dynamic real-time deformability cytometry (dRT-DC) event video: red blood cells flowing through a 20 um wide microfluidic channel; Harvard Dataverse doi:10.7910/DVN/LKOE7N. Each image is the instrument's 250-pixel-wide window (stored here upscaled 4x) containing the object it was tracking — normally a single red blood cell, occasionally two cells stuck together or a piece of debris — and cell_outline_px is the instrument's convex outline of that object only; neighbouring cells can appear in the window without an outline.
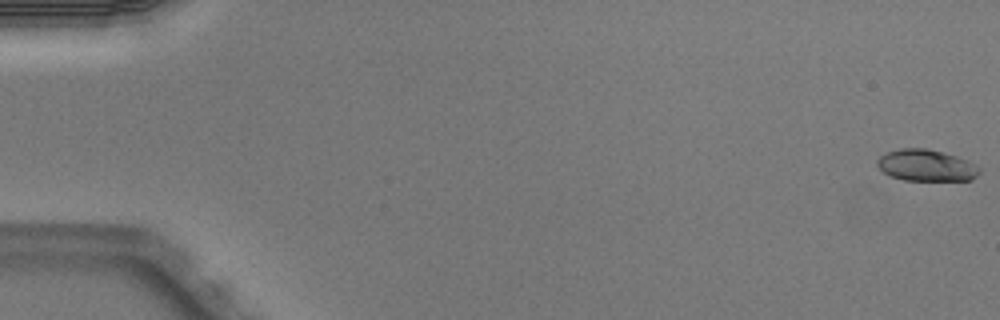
{"species": "Egyptian fruit bat (a non-hibernating species)", "species_latin": "Rousettus aegyptiacus", "temperature_condition": "warm", "stored_images_in_passage": 5, "camera_frame_rate_fps": 3000, "um_per_image_px": 0.085, "animal": {"sex": "male"}, "frame": {"image": 1, "passage_image": 1, "time_ms": 0.0, "image_size_px": [1000, 320], "cell_outline_px": [[980, 172], [972, 180], [904, 180], [892, 176], [884, 172], [876, 164], [876, 160], [880, 156], [888, 152], [900, 148], [924, 148], [956, 156], [980, 168]], "centroid_in_image_um": [78.7, 14.06], "position_along_channel_um": 6.3, "area_um2": 18.44}}
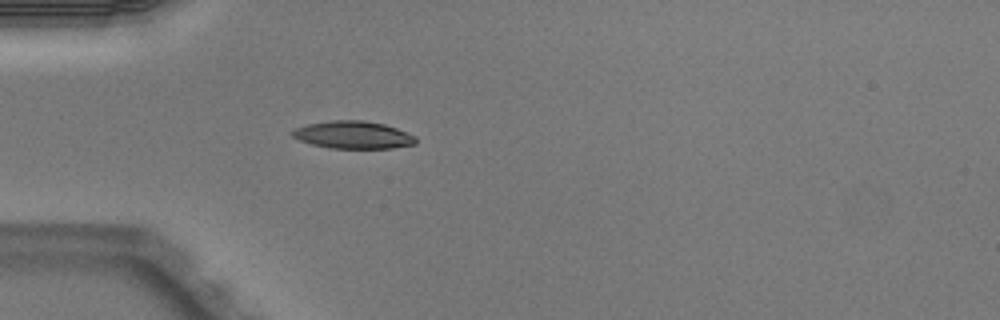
{"frame": {"image": 2, "passage_image": 5, "time_ms": 1.333, "image_size_px": [1000, 320], "cell_outline_px": [[416, 144], [392, 148], [328, 148], [312, 144], [300, 140], [292, 136], [288, 132], [296, 128], [308, 124], [332, 120], [364, 120], [384, 124], [396, 128], [416, 136]], "centroid_in_image_um": [30.01, 11.46], "position_along_channel_um": 55.0, "area_um2": 19.83}}